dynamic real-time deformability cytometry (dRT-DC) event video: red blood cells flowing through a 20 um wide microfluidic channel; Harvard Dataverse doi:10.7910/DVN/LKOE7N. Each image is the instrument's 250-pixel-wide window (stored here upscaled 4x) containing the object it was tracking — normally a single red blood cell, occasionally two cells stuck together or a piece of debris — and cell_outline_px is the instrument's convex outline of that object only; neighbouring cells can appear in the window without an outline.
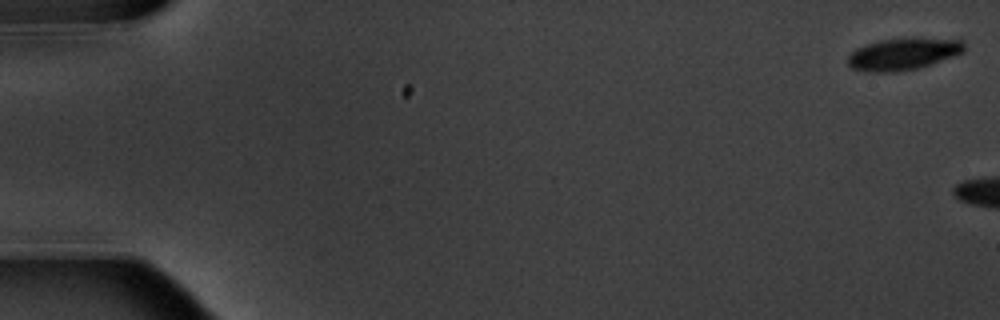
{"species": "common noctule bat (a hibernating species)", "species_latin": "Nyctalus noctula", "temperature_condition": "warm", "stored_images_in_passage": 3, "camera_frame_rate_fps": 3000, "um_per_image_px": 0.085, "animal": {"sex": "male", "body_mass_g": 20.1, "forearm_length_mm": 53.5}, "frame": {"image": 1, "passage_image": 1, "time_ms": 0.0, "image_size_px": [1000, 320], "cell_outline_px": [[964, 48], [960, 52], [952, 56], [920, 68], [896, 72], [872, 72], [852, 68], [848, 64], [848, 56], [856, 48], [880, 40], [912, 36], [960, 40], [964, 44]], "centroid_in_image_um": [76.75, 4.57], "position_along_channel_um": 8.3, "area_um2": 21.73}}